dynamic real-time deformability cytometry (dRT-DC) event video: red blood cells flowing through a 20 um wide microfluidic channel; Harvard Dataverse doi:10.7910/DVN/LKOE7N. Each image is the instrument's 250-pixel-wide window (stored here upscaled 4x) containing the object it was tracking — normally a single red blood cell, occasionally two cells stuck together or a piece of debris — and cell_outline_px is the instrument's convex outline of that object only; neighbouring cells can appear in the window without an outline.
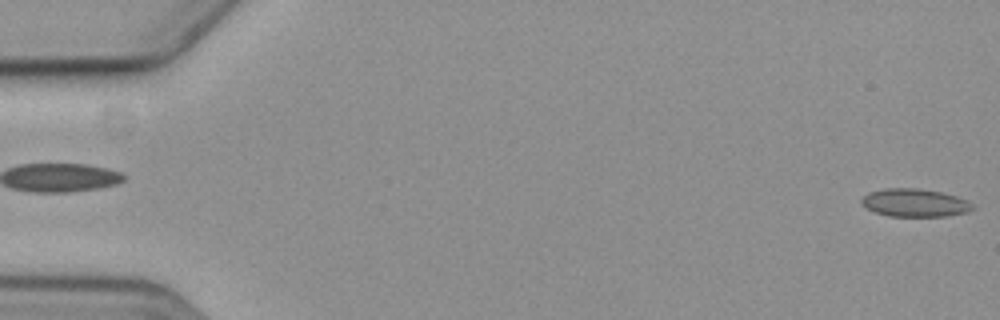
{"species": "common noctule bat (a hibernating species)", "species_latin": "Nyctalus noctula", "temperature_condition": "cold", "stored_images_in_passage": 5, "segment_of_instrument_passage": [2, 2], "camera_frame_rate_fps": 3000, "um_per_image_px": 0.085, "animal": {"sex": "female", "body_mass_g": 19.3, "forearm_length_mm": 54.1}, "frame": {"image": 1, "passage_image": 5, "time_ms": 5.667, "image_size_px": [1000, 320], "cell_outline_px": [[972, 208], [964, 212], [948, 216], [888, 216], [876, 212], [868, 208], [860, 200], [868, 192], [884, 188], [916, 188], [940, 192], [956, 196], [972, 204]], "centroid_in_image_um": [77.71, 17.23], "position_along_channel_um": 7.3, "area_um2": 17.74}}